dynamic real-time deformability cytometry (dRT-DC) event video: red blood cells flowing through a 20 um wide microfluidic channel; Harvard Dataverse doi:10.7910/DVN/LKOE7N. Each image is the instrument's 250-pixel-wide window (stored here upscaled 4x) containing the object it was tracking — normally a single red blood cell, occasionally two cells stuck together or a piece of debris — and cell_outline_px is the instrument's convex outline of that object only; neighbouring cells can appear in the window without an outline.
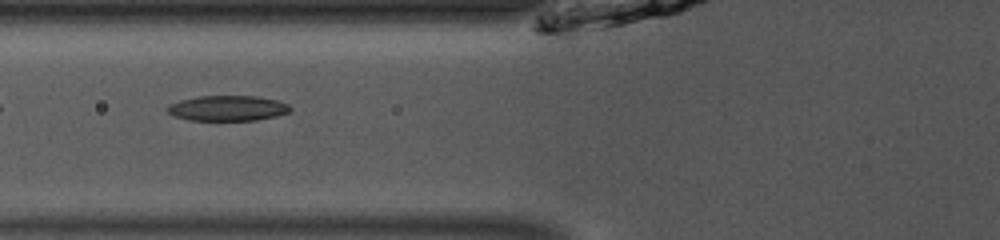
{"species": "common noctule bat (a hibernating species)", "species_latin": "Nyctalus noctula", "temperature_condition": "room temperature", "stored_images_in_passage": 37, "camera_frame_rate_fps": 3000, "um_per_image_px": 0.085, "animal": {"sex": "male", "body_mass_g": 13.0, "forearm_length_mm": 53.1}, "frame": {"image": 1, "passage_image": 6, "time_ms": 1.667, "image_size_px": [1000, 240], "cell_outline_px": [[292, 108], [288, 112], [276, 116], [256, 120], [188, 120], [176, 116], [168, 112], [164, 108], [168, 104], [180, 100], [196, 96], [256, 96], [276, 100], [288, 104]], "centroid_in_image_um": [19.31, 9.19], "position_along_channel_um": 106.5, "area_um2": 18.15}}
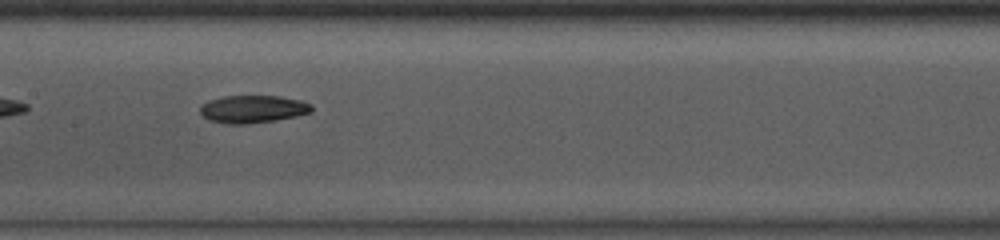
{"frame": {"image": 2, "passage_image": 12, "time_ms": 3.667, "image_size_px": [1000, 240], "cell_outline_px": [[312, 112], [296, 116], [248, 124], [228, 124], [212, 120], [204, 116], [200, 112], [200, 108], [208, 100], [224, 96], [280, 96], [300, 100], [312, 104]], "centroid_in_image_um": [21.52, 9.26], "position_along_channel_um": 185.9, "area_um2": 17.74}}
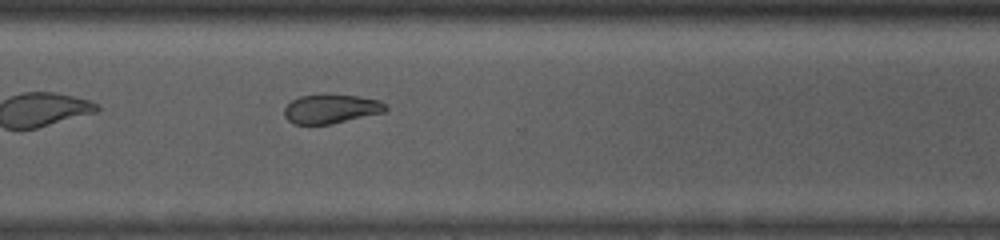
{"frame": {"image": 3, "passage_image": 24, "time_ms": 7.667, "image_size_px": [1000, 240], "cell_outline_px": [[388, 108], [384, 112], [332, 124], [292, 124], [284, 116], [284, 108], [292, 100], [300, 96], [324, 92], [360, 96], [380, 100]], "centroid_in_image_um": [28.12, 9.22], "position_along_channel_um": 342.5, "area_um2": 17.69}, "authors_computed_cell_mechanics": {"area_um2": 17.918, "velocity_mm_per_s": 3.9286, "shape_relaxation_time_tau1_ms": 6.2261, "shape_relaxation_time_tau2_ms": 3.0385, "deformation_change_tau1": 0.1327, "deformation_change_tau2": 0.0958}}